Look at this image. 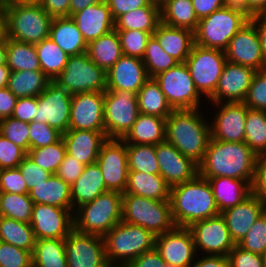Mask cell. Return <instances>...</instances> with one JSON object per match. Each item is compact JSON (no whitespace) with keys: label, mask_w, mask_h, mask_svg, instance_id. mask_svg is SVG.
Listing matches in <instances>:
<instances>
[{"label":"cell","mask_w":266,"mask_h":267,"mask_svg":"<svg viewBox=\"0 0 266 267\" xmlns=\"http://www.w3.org/2000/svg\"><path fill=\"white\" fill-rule=\"evenodd\" d=\"M257 155L245 142L210 139L198 175L203 178L231 177L247 181L252 186Z\"/></svg>","instance_id":"cell-1"},{"label":"cell","mask_w":266,"mask_h":267,"mask_svg":"<svg viewBox=\"0 0 266 267\" xmlns=\"http://www.w3.org/2000/svg\"><path fill=\"white\" fill-rule=\"evenodd\" d=\"M170 204L177 227L188 228L195 222L220 214L210 183L200 175L170 187Z\"/></svg>","instance_id":"cell-2"},{"label":"cell","mask_w":266,"mask_h":267,"mask_svg":"<svg viewBox=\"0 0 266 267\" xmlns=\"http://www.w3.org/2000/svg\"><path fill=\"white\" fill-rule=\"evenodd\" d=\"M197 110H173L166 118L165 141L199 164L211 139V129Z\"/></svg>","instance_id":"cell-3"},{"label":"cell","mask_w":266,"mask_h":267,"mask_svg":"<svg viewBox=\"0 0 266 267\" xmlns=\"http://www.w3.org/2000/svg\"><path fill=\"white\" fill-rule=\"evenodd\" d=\"M6 18V37L37 44L49 37L52 17L39 3L0 5Z\"/></svg>","instance_id":"cell-4"},{"label":"cell","mask_w":266,"mask_h":267,"mask_svg":"<svg viewBox=\"0 0 266 267\" xmlns=\"http://www.w3.org/2000/svg\"><path fill=\"white\" fill-rule=\"evenodd\" d=\"M103 239L109 265L113 267L120 258L123 262L121 267H125L136 257L154 249L156 236L141 226L120 221Z\"/></svg>","instance_id":"cell-5"},{"label":"cell","mask_w":266,"mask_h":267,"mask_svg":"<svg viewBox=\"0 0 266 267\" xmlns=\"http://www.w3.org/2000/svg\"><path fill=\"white\" fill-rule=\"evenodd\" d=\"M122 199V193L108 191L93 201L80 205L77 210L78 215L73 218L74 229L103 237L122 221Z\"/></svg>","instance_id":"cell-6"},{"label":"cell","mask_w":266,"mask_h":267,"mask_svg":"<svg viewBox=\"0 0 266 267\" xmlns=\"http://www.w3.org/2000/svg\"><path fill=\"white\" fill-rule=\"evenodd\" d=\"M122 221L141 226L155 236L175 227L170 200H153L131 193H123Z\"/></svg>","instance_id":"cell-7"},{"label":"cell","mask_w":266,"mask_h":267,"mask_svg":"<svg viewBox=\"0 0 266 267\" xmlns=\"http://www.w3.org/2000/svg\"><path fill=\"white\" fill-rule=\"evenodd\" d=\"M106 77V71L98 67L85 52L69 56L65 68L54 81L74 95L90 91L105 92Z\"/></svg>","instance_id":"cell-8"},{"label":"cell","mask_w":266,"mask_h":267,"mask_svg":"<svg viewBox=\"0 0 266 267\" xmlns=\"http://www.w3.org/2000/svg\"><path fill=\"white\" fill-rule=\"evenodd\" d=\"M247 23L241 16L222 7L199 20L194 44L225 50L231 38Z\"/></svg>","instance_id":"cell-9"},{"label":"cell","mask_w":266,"mask_h":267,"mask_svg":"<svg viewBox=\"0 0 266 267\" xmlns=\"http://www.w3.org/2000/svg\"><path fill=\"white\" fill-rule=\"evenodd\" d=\"M227 59L224 50L194 44L186 64L196 90L208 98L214 93Z\"/></svg>","instance_id":"cell-10"},{"label":"cell","mask_w":266,"mask_h":267,"mask_svg":"<svg viewBox=\"0 0 266 267\" xmlns=\"http://www.w3.org/2000/svg\"><path fill=\"white\" fill-rule=\"evenodd\" d=\"M139 115L136 94L130 91H105L104 126L107 138L122 139Z\"/></svg>","instance_id":"cell-11"},{"label":"cell","mask_w":266,"mask_h":267,"mask_svg":"<svg viewBox=\"0 0 266 267\" xmlns=\"http://www.w3.org/2000/svg\"><path fill=\"white\" fill-rule=\"evenodd\" d=\"M174 110L198 109L199 92L196 90L187 64L178 63L153 77Z\"/></svg>","instance_id":"cell-12"},{"label":"cell","mask_w":266,"mask_h":267,"mask_svg":"<svg viewBox=\"0 0 266 267\" xmlns=\"http://www.w3.org/2000/svg\"><path fill=\"white\" fill-rule=\"evenodd\" d=\"M72 95L54 80L37 97L38 110L33 121L46 123L62 134L69 130Z\"/></svg>","instance_id":"cell-13"},{"label":"cell","mask_w":266,"mask_h":267,"mask_svg":"<svg viewBox=\"0 0 266 267\" xmlns=\"http://www.w3.org/2000/svg\"><path fill=\"white\" fill-rule=\"evenodd\" d=\"M96 163L100 167L107 190L123 194L129 172L126 143L122 139L108 138L99 151Z\"/></svg>","instance_id":"cell-14"},{"label":"cell","mask_w":266,"mask_h":267,"mask_svg":"<svg viewBox=\"0 0 266 267\" xmlns=\"http://www.w3.org/2000/svg\"><path fill=\"white\" fill-rule=\"evenodd\" d=\"M65 252L68 267H111L102 236L73 229L65 237Z\"/></svg>","instance_id":"cell-15"},{"label":"cell","mask_w":266,"mask_h":267,"mask_svg":"<svg viewBox=\"0 0 266 267\" xmlns=\"http://www.w3.org/2000/svg\"><path fill=\"white\" fill-rule=\"evenodd\" d=\"M155 249L161 255L164 265L169 267H191L193 255L197 251L191 230L177 226L156 236Z\"/></svg>","instance_id":"cell-16"},{"label":"cell","mask_w":266,"mask_h":267,"mask_svg":"<svg viewBox=\"0 0 266 267\" xmlns=\"http://www.w3.org/2000/svg\"><path fill=\"white\" fill-rule=\"evenodd\" d=\"M105 92H84L72 95L69 130L105 132Z\"/></svg>","instance_id":"cell-17"},{"label":"cell","mask_w":266,"mask_h":267,"mask_svg":"<svg viewBox=\"0 0 266 267\" xmlns=\"http://www.w3.org/2000/svg\"><path fill=\"white\" fill-rule=\"evenodd\" d=\"M69 211L71 209L34 204L29 224L36 240L65 238L74 229V217Z\"/></svg>","instance_id":"cell-18"},{"label":"cell","mask_w":266,"mask_h":267,"mask_svg":"<svg viewBox=\"0 0 266 267\" xmlns=\"http://www.w3.org/2000/svg\"><path fill=\"white\" fill-rule=\"evenodd\" d=\"M188 228L192 232L195 247L202 248L207 253L228 256L235 246L221 213L195 222Z\"/></svg>","instance_id":"cell-19"},{"label":"cell","mask_w":266,"mask_h":267,"mask_svg":"<svg viewBox=\"0 0 266 267\" xmlns=\"http://www.w3.org/2000/svg\"><path fill=\"white\" fill-rule=\"evenodd\" d=\"M224 52L229 62L250 67L255 71L266 69L257 29L252 22L245 24L231 38Z\"/></svg>","instance_id":"cell-20"},{"label":"cell","mask_w":266,"mask_h":267,"mask_svg":"<svg viewBox=\"0 0 266 267\" xmlns=\"http://www.w3.org/2000/svg\"><path fill=\"white\" fill-rule=\"evenodd\" d=\"M160 174L172 187L193 180L198 175V164L164 141L155 145Z\"/></svg>","instance_id":"cell-21"},{"label":"cell","mask_w":266,"mask_h":267,"mask_svg":"<svg viewBox=\"0 0 266 267\" xmlns=\"http://www.w3.org/2000/svg\"><path fill=\"white\" fill-rule=\"evenodd\" d=\"M255 72L250 67L226 61L217 87L209 98L215 104L221 103L224 97L229 103L243 102Z\"/></svg>","instance_id":"cell-22"},{"label":"cell","mask_w":266,"mask_h":267,"mask_svg":"<svg viewBox=\"0 0 266 267\" xmlns=\"http://www.w3.org/2000/svg\"><path fill=\"white\" fill-rule=\"evenodd\" d=\"M106 90L130 91L137 94L150 78L143 60L123 55L106 72Z\"/></svg>","instance_id":"cell-23"},{"label":"cell","mask_w":266,"mask_h":267,"mask_svg":"<svg viewBox=\"0 0 266 267\" xmlns=\"http://www.w3.org/2000/svg\"><path fill=\"white\" fill-rule=\"evenodd\" d=\"M247 106L243 102H226L216 116L211 138L226 142H244Z\"/></svg>","instance_id":"cell-24"},{"label":"cell","mask_w":266,"mask_h":267,"mask_svg":"<svg viewBox=\"0 0 266 267\" xmlns=\"http://www.w3.org/2000/svg\"><path fill=\"white\" fill-rule=\"evenodd\" d=\"M266 210V206L253 193L240 204L221 212L226 220L231 239L237 245L252 227L256 219Z\"/></svg>","instance_id":"cell-25"},{"label":"cell","mask_w":266,"mask_h":267,"mask_svg":"<svg viewBox=\"0 0 266 267\" xmlns=\"http://www.w3.org/2000/svg\"><path fill=\"white\" fill-rule=\"evenodd\" d=\"M71 18L87 44L115 29V20L105 0L74 13Z\"/></svg>","instance_id":"cell-26"},{"label":"cell","mask_w":266,"mask_h":267,"mask_svg":"<svg viewBox=\"0 0 266 267\" xmlns=\"http://www.w3.org/2000/svg\"><path fill=\"white\" fill-rule=\"evenodd\" d=\"M67 154L85 165L96 163L103 143L108 139L105 132L93 130H68L62 134Z\"/></svg>","instance_id":"cell-27"},{"label":"cell","mask_w":266,"mask_h":267,"mask_svg":"<svg viewBox=\"0 0 266 267\" xmlns=\"http://www.w3.org/2000/svg\"><path fill=\"white\" fill-rule=\"evenodd\" d=\"M152 35L168 55L179 63L186 62L194 45V32L171 27L161 22Z\"/></svg>","instance_id":"cell-28"},{"label":"cell","mask_w":266,"mask_h":267,"mask_svg":"<svg viewBox=\"0 0 266 267\" xmlns=\"http://www.w3.org/2000/svg\"><path fill=\"white\" fill-rule=\"evenodd\" d=\"M49 37L69 56L79 55L87 50V42L70 16L53 18Z\"/></svg>","instance_id":"cell-29"},{"label":"cell","mask_w":266,"mask_h":267,"mask_svg":"<svg viewBox=\"0 0 266 267\" xmlns=\"http://www.w3.org/2000/svg\"><path fill=\"white\" fill-rule=\"evenodd\" d=\"M211 185L219 212L240 204L252 193L247 181L231 177L205 178ZM246 182V183H245Z\"/></svg>","instance_id":"cell-30"},{"label":"cell","mask_w":266,"mask_h":267,"mask_svg":"<svg viewBox=\"0 0 266 267\" xmlns=\"http://www.w3.org/2000/svg\"><path fill=\"white\" fill-rule=\"evenodd\" d=\"M72 207H78L93 201L99 195L108 192L100 167L97 163L85 165L79 178L70 185Z\"/></svg>","instance_id":"cell-31"},{"label":"cell","mask_w":266,"mask_h":267,"mask_svg":"<svg viewBox=\"0 0 266 267\" xmlns=\"http://www.w3.org/2000/svg\"><path fill=\"white\" fill-rule=\"evenodd\" d=\"M166 118L139 113L137 120L122 138L125 143L157 145L165 141Z\"/></svg>","instance_id":"cell-32"},{"label":"cell","mask_w":266,"mask_h":267,"mask_svg":"<svg viewBox=\"0 0 266 267\" xmlns=\"http://www.w3.org/2000/svg\"><path fill=\"white\" fill-rule=\"evenodd\" d=\"M70 185L52 174L50 178L29 190V197L34 204L53 205L72 209Z\"/></svg>","instance_id":"cell-33"},{"label":"cell","mask_w":266,"mask_h":267,"mask_svg":"<svg viewBox=\"0 0 266 267\" xmlns=\"http://www.w3.org/2000/svg\"><path fill=\"white\" fill-rule=\"evenodd\" d=\"M124 193H131L153 200H170V186L161 174L129 171Z\"/></svg>","instance_id":"cell-34"},{"label":"cell","mask_w":266,"mask_h":267,"mask_svg":"<svg viewBox=\"0 0 266 267\" xmlns=\"http://www.w3.org/2000/svg\"><path fill=\"white\" fill-rule=\"evenodd\" d=\"M88 57L106 72L123 56L115 29L87 44Z\"/></svg>","instance_id":"cell-35"},{"label":"cell","mask_w":266,"mask_h":267,"mask_svg":"<svg viewBox=\"0 0 266 267\" xmlns=\"http://www.w3.org/2000/svg\"><path fill=\"white\" fill-rule=\"evenodd\" d=\"M136 96L139 113L167 118L174 110L154 78H149Z\"/></svg>","instance_id":"cell-36"},{"label":"cell","mask_w":266,"mask_h":267,"mask_svg":"<svg viewBox=\"0 0 266 267\" xmlns=\"http://www.w3.org/2000/svg\"><path fill=\"white\" fill-rule=\"evenodd\" d=\"M50 79L42 71H11L7 88L17 97H38Z\"/></svg>","instance_id":"cell-37"},{"label":"cell","mask_w":266,"mask_h":267,"mask_svg":"<svg viewBox=\"0 0 266 267\" xmlns=\"http://www.w3.org/2000/svg\"><path fill=\"white\" fill-rule=\"evenodd\" d=\"M160 23V9L149 4L120 15L115 20V30L137 29L152 35Z\"/></svg>","instance_id":"cell-38"},{"label":"cell","mask_w":266,"mask_h":267,"mask_svg":"<svg viewBox=\"0 0 266 267\" xmlns=\"http://www.w3.org/2000/svg\"><path fill=\"white\" fill-rule=\"evenodd\" d=\"M161 22L165 25L184 28L195 32L199 19L193 9L191 0H169L160 9Z\"/></svg>","instance_id":"cell-39"},{"label":"cell","mask_w":266,"mask_h":267,"mask_svg":"<svg viewBox=\"0 0 266 267\" xmlns=\"http://www.w3.org/2000/svg\"><path fill=\"white\" fill-rule=\"evenodd\" d=\"M6 64L11 71H41L34 44L16 41L6 37Z\"/></svg>","instance_id":"cell-40"},{"label":"cell","mask_w":266,"mask_h":267,"mask_svg":"<svg viewBox=\"0 0 266 267\" xmlns=\"http://www.w3.org/2000/svg\"><path fill=\"white\" fill-rule=\"evenodd\" d=\"M32 263L38 267H68L65 238L36 240Z\"/></svg>","instance_id":"cell-41"},{"label":"cell","mask_w":266,"mask_h":267,"mask_svg":"<svg viewBox=\"0 0 266 267\" xmlns=\"http://www.w3.org/2000/svg\"><path fill=\"white\" fill-rule=\"evenodd\" d=\"M41 71L55 80L65 68L69 55L65 53L50 37L35 44Z\"/></svg>","instance_id":"cell-42"},{"label":"cell","mask_w":266,"mask_h":267,"mask_svg":"<svg viewBox=\"0 0 266 267\" xmlns=\"http://www.w3.org/2000/svg\"><path fill=\"white\" fill-rule=\"evenodd\" d=\"M0 241L33 253L36 238L29 223L0 216Z\"/></svg>","instance_id":"cell-43"},{"label":"cell","mask_w":266,"mask_h":267,"mask_svg":"<svg viewBox=\"0 0 266 267\" xmlns=\"http://www.w3.org/2000/svg\"><path fill=\"white\" fill-rule=\"evenodd\" d=\"M244 142L257 156L266 154V111L247 107Z\"/></svg>","instance_id":"cell-44"},{"label":"cell","mask_w":266,"mask_h":267,"mask_svg":"<svg viewBox=\"0 0 266 267\" xmlns=\"http://www.w3.org/2000/svg\"><path fill=\"white\" fill-rule=\"evenodd\" d=\"M33 201L28 194L0 192V216L30 223Z\"/></svg>","instance_id":"cell-45"},{"label":"cell","mask_w":266,"mask_h":267,"mask_svg":"<svg viewBox=\"0 0 266 267\" xmlns=\"http://www.w3.org/2000/svg\"><path fill=\"white\" fill-rule=\"evenodd\" d=\"M129 171L160 174L155 145L126 143Z\"/></svg>","instance_id":"cell-46"},{"label":"cell","mask_w":266,"mask_h":267,"mask_svg":"<svg viewBox=\"0 0 266 267\" xmlns=\"http://www.w3.org/2000/svg\"><path fill=\"white\" fill-rule=\"evenodd\" d=\"M142 60L150 78H153L160 72L166 71L179 63L163 50L153 35H151L147 41Z\"/></svg>","instance_id":"cell-47"},{"label":"cell","mask_w":266,"mask_h":267,"mask_svg":"<svg viewBox=\"0 0 266 267\" xmlns=\"http://www.w3.org/2000/svg\"><path fill=\"white\" fill-rule=\"evenodd\" d=\"M66 146L62 137L53 144L37 149H29L27 155L41 168L55 174L66 155Z\"/></svg>","instance_id":"cell-48"},{"label":"cell","mask_w":266,"mask_h":267,"mask_svg":"<svg viewBox=\"0 0 266 267\" xmlns=\"http://www.w3.org/2000/svg\"><path fill=\"white\" fill-rule=\"evenodd\" d=\"M116 31L120 39L123 55L142 59L151 34L137 29Z\"/></svg>","instance_id":"cell-49"},{"label":"cell","mask_w":266,"mask_h":267,"mask_svg":"<svg viewBox=\"0 0 266 267\" xmlns=\"http://www.w3.org/2000/svg\"><path fill=\"white\" fill-rule=\"evenodd\" d=\"M246 251L263 254L266 247V210L256 219L245 237L237 244Z\"/></svg>","instance_id":"cell-50"},{"label":"cell","mask_w":266,"mask_h":267,"mask_svg":"<svg viewBox=\"0 0 266 267\" xmlns=\"http://www.w3.org/2000/svg\"><path fill=\"white\" fill-rule=\"evenodd\" d=\"M0 134L26 152L29 151V123L14 117L2 119L0 120Z\"/></svg>","instance_id":"cell-51"},{"label":"cell","mask_w":266,"mask_h":267,"mask_svg":"<svg viewBox=\"0 0 266 267\" xmlns=\"http://www.w3.org/2000/svg\"><path fill=\"white\" fill-rule=\"evenodd\" d=\"M243 103L249 109L266 111V69L255 72Z\"/></svg>","instance_id":"cell-52"},{"label":"cell","mask_w":266,"mask_h":267,"mask_svg":"<svg viewBox=\"0 0 266 267\" xmlns=\"http://www.w3.org/2000/svg\"><path fill=\"white\" fill-rule=\"evenodd\" d=\"M62 133L46 123L32 121L29 123V149H37L56 143Z\"/></svg>","instance_id":"cell-53"},{"label":"cell","mask_w":266,"mask_h":267,"mask_svg":"<svg viewBox=\"0 0 266 267\" xmlns=\"http://www.w3.org/2000/svg\"><path fill=\"white\" fill-rule=\"evenodd\" d=\"M32 253L0 241V267H30Z\"/></svg>","instance_id":"cell-54"},{"label":"cell","mask_w":266,"mask_h":267,"mask_svg":"<svg viewBox=\"0 0 266 267\" xmlns=\"http://www.w3.org/2000/svg\"><path fill=\"white\" fill-rule=\"evenodd\" d=\"M27 152L0 134V170L18 168Z\"/></svg>","instance_id":"cell-55"},{"label":"cell","mask_w":266,"mask_h":267,"mask_svg":"<svg viewBox=\"0 0 266 267\" xmlns=\"http://www.w3.org/2000/svg\"><path fill=\"white\" fill-rule=\"evenodd\" d=\"M0 192L28 194V188L19 168L0 170Z\"/></svg>","instance_id":"cell-56"},{"label":"cell","mask_w":266,"mask_h":267,"mask_svg":"<svg viewBox=\"0 0 266 267\" xmlns=\"http://www.w3.org/2000/svg\"><path fill=\"white\" fill-rule=\"evenodd\" d=\"M25 180L28 191L50 178L52 173L39 167L28 155L18 165Z\"/></svg>","instance_id":"cell-57"},{"label":"cell","mask_w":266,"mask_h":267,"mask_svg":"<svg viewBox=\"0 0 266 267\" xmlns=\"http://www.w3.org/2000/svg\"><path fill=\"white\" fill-rule=\"evenodd\" d=\"M228 259L230 267H266L261 254L246 251L238 245L229 252Z\"/></svg>","instance_id":"cell-58"},{"label":"cell","mask_w":266,"mask_h":267,"mask_svg":"<svg viewBox=\"0 0 266 267\" xmlns=\"http://www.w3.org/2000/svg\"><path fill=\"white\" fill-rule=\"evenodd\" d=\"M84 167L85 164L66 153L55 174L69 185H72L82 174Z\"/></svg>","instance_id":"cell-59"},{"label":"cell","mask_w":266,"mask_h":267,"mask_svg":"<svg viewBox=\"0 0 266 267\" xmlns=\"http://www.w3.org/2000/svg\"><path fill=\"white\" fill-rule=\"evenodd\" d=\"M252 193L266 206V154L258 155Z\"/></svg>","instance_id":"cell-60"},{"label":"cell","mask_w":266,"mask_h":267,"mask_svg":"<svg viewBox=\"0 0 266 267\" xmlns=\"http://www.w3.org/2000/svg\"><path fill=\"white\" fill-rule=\"evenodd\" d=\"M37 110V97L18 98L11 117L30 123L34 120Z\"/></svg>","instance_id":"cell-61"},{"label":"cell","mask_w":266,"mask_h":267,"mask_svg":"<svg viewBox=\"0 0 266 267\" xmlns=\"http://www.w3.org/2000/svg\"><path fill=\"white\" fill-rule=\"evenodd\" d=\"M109 6L112 17L116 20L120 15L131 10L148 6L149 0H105Z\"/></svg>","instance_id":"cell-62"},{"label":"cell","mask_w":266,"mask_h":267,"mask_svg":"<svg viewBox=\"0 0 266 267\" xmlns=\"http://www.w3.org/2000/svg\"><path fill=\"white\" fill-rule=\"evenodd\" d=\"M222 7L241 16L247 22H252L258 15L247 0H223Z\"/></svg>","instance_id":"cell-63"},{"label":"cell","mask_w":266,"mask_h":267,"mask_svg":"<svg viewBox=\"0 0 266 267\" xmlns=\"http://www.w3.org/2000/svg\"><path fill=\"white\" fill-rule=\"evenodd\" d=\"M39 4L52 18L70 16V0H41Z\"/></svg>","instance_id":"cell-64"},{"label":"cell","mask_w":266,"mask_h":267,"mask_svg":"<svg viewBox=\"0 0 266 267\" xmlns=\"http://www.w3.org/2000/svg\"><path fill=\"white\" fill-rule=\"evenodd\" d=\"M164 265L163 259L159 252L154 248L136 257L125 267H162Z\"/></svg>","instance_id":"cell-65"},{"label":"cell","mask_w":266,"mask_h":267,"mask_svg":"<svg viewBox=\"0 0 266 267\" xmlns=\"http://www.w3.org/2000/svg\"><path fill=\"white\" fill-rule=\"evenodd\" d=\"M17 97L7 88H0V120L12 116Z\"/></svg>","instance_id":"cell-66"},{"label":"cell","mask_w":266,"mask_h":267,"mask_svg":"<svg viewBox=\"0 0 266 267\" xmlns=\"http://www.w3.org/2000/svg\"><path fill=\"white\" fill-rule=\"evenodd\" d=\"M193 9L198 17L202 19L209 16L215 10L222 8L223 0H191Z\"/></svg>","instance_id":"cell-67"},{"label":"cell","mask_w":266,"mask_h":267,"mask_svg":"<svg viewBox=\"0 0 266 267\" xmlns=\"http://www.w3.org/2000/svg\"><path fill=\"white\" fill-rule=\"evenodd\" d=\"M193 267H230V263L228 256L212 254L196 261Z\"/></svg>","instance_id":"cell-68"},{"label":"cell","mask_w":266,"mask_h":267,"mask_svg":"<svg viewBox=\"0 0 266 267\" xmlns=\"http://www.w3.org/2000/svg\"><path fill=\"white\" fill-rule=\"evenodd\" d=\"M259 20H262V22H260L259 23L260 25L257 26L256 24L259 22ZM252 23L255 25V28L257 29V33H258L261 48H262L263 59L266 65V14H258L255 17V19L252 21Z\"/></svg>","instance_id":"cell-69"},{"label":"cell","mask_w":266,"mask_h":267,"mask_svg":"<svg viewBox=\"0 0 266 267\" xmlns=\"http://www.w3.org/2000/svg\"><path fill=\"white\" fill-rule=\"evenodd\" d=\"M103 0H70V17L83 9L87 6L94 5L99 3Z\"/></svg>","instance_id":"cell-70"},{"label":"cell","mask_w":266,"mask_h":267,"mask_svg":"<svg viewBox=\"0 0 266 267\" xmlns=\"http://www.w3.org/2000/svg\"><path fill=\"white\" fill-rule=\"evenodd\" d=\"M10 73L11 70L7 64L0 65V88L7 87Z\"/></svg>","instance_id":"cell-71"},{"label":"cell","mask_w":266,"mask_h":267,"mask_svg":"<svg viewBox=\"0 0 266 267\" xmlns=\"http://www.w3.org/2000/svg\"><path fill=\"white\" fill-rule=\"evenodd\" d=\"M249 5L258 13L266 14V0H247Z\"/></svg>","instance_id":"cell-72"},{"label":"cell","mask_w":266,"mask_h":267,"mask_svg":"<svg viewBox=\"0 0 266 267\" xmlns=\"http://www.w3.org/2000/svg\"><path fill=\"white\" fill-rule=\"evenodd\" d=\"M6 37V18L0 7V41Z\"/></svg>","instance_id":"cell-73"},{"label":"cell","mask_w":266,"mask_h":267,"mask_svg":"<svg viewBox=\"0 0 266 267\" xmlns=\"http://www.w3.org/2000/svg\"><path fill=\"white\" fill-rule=\"evenodd\" d=\"M7 49H6V37L0 41V65L6 64Z\"/></svg>","instance_id":"cell-74"},{"label":"cell","mask_w":266,"mask_h":267,"mask_svg":"<svg viewBox=\"0 0 266 267\" xmlns=\"http://www.w3.org/2000/svg\"><path fill=\"white\" fill-rule=\"evenodd\" d=\"M41 0H0V5L40 3Z\"/></svg>","instance_id":"cell-75"},{"label":"cell","mask_w":266,"mask_h":267,"mask_svg":"<svg viewBox=\"0 0 266 267\" xmlns=\"http://www.w3.org/2000/svg\"><path fill=\"white\" fill-rule=\"evenodd\" d=\"M168 2H169V0H149V3L151 5L159 8V9L164 7Z\"/></svg>","instance_id":"cell-76"},{"label":"cell","mask_w":266,"mask_h":267,"mask_svg":"<svg viewBox=\"0 0 266 267\" xmlns=\"http://www.w3.org/2000/svg\"><path fill=\"white\" fill-rule=\"evenodd\" d=\"M262 256H263L265 266H266V247H265V250H264V253L262 254Z\"/></svg>","instance_id":"cell-77"},{"label":"cell","mask_w":266,"mask_h":267,"mask_svg":"<svg viewBox=\"0 0 266 267\" xmlns=\"http://www.w3.org/2000/svg\"><path fill=\"white\" fill-rule=\"evenodd\" d=\"M30 267H38V266H36V265H34V264L32 263Z\"/></svg>","instance_id":"cell-78"}]
</instances>
